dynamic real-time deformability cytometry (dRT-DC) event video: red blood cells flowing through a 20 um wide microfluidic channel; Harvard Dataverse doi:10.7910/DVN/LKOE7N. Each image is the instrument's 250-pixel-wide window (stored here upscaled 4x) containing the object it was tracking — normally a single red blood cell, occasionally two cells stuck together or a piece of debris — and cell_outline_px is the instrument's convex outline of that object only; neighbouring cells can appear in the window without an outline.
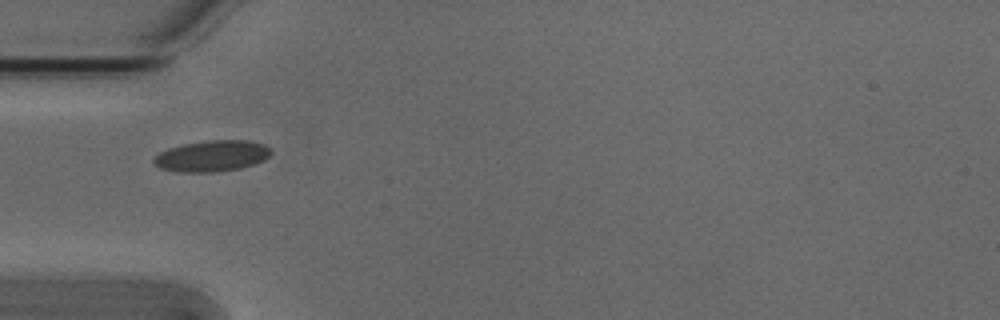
{"species": "Egyptian fruit bat (a non-hibernating species)", "species_latin": "Rousettus aegyptiacus", "temperature_condition": "cold", "stored_images_in_passage": 31, "camera_frame_rate_fps": 3000, "um_per_image_px": 0.085, "animal": {"sex": "male"}, "frame": {"image": 1, "passage_image": 1, "time_ms": 0.0, "image_size_px": [1000, 320], "cell_outline_px": [[272, 152], [264, 160], [240, 168], [216, 172], [176, 172], [160, 168], [152, 160], [160, 152], [168, 148], [184, 144], [208, 140], [252, 140], [264, 144], [272, 148]], "centroid_in_image_um": [18.04, 13.25], "position_along_channel_um": 67.0, "area_um2": 21.33}}
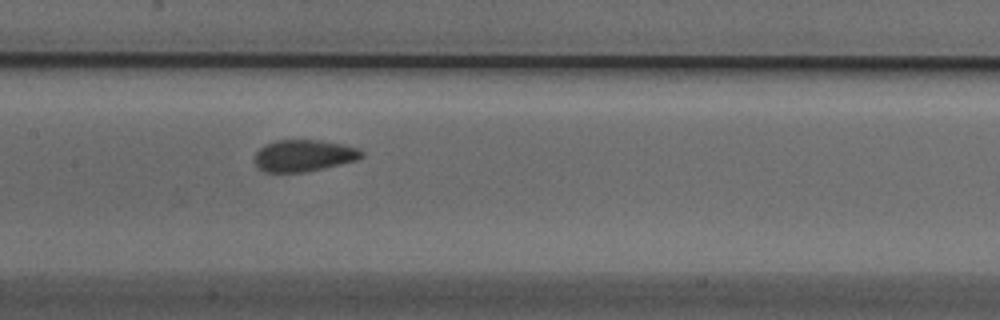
{"frame": {"image": 2, "passage_image": 10, "time_ms": 3.0, "image_size_px": [1000, 320], "cell_outline_px": [[364, 156], [356, 160], [340, 164], [304, 172], [264, 172], [256, 168], [252, 160], [256, 152], [260, 148], [276, 140], [320, 140], [344, 144], [360, 148], [364, 152]], "centroid_in_image_um": [25.8, 13.23], "position_along_channel_um": 181.6, "area_um2": 20.0}}
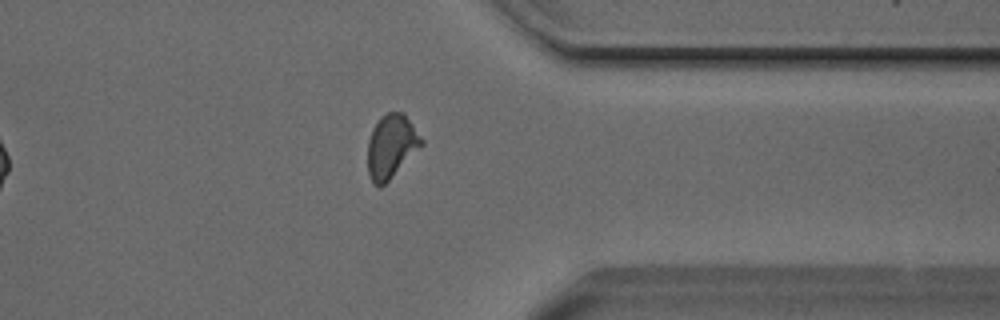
{"frame": {"image": 3, "passage_image": 26, "time_ms": 8.333, "image_size_px": [1000, 320], "cell_outline_px": [[424, 144], [380, 188], [372, 184], [368, 172], [368, 140], [372, 128], [380, 116], [388, 112], [404, 112], [424, 140]], "centroid_in_image_um": [33.25, 12.41], "position_along_channel_um": 378.1, "area_um2": 20.0}, "authors_computed_cell_mechanics": {"area_um2": 19.8254, "velocity_mm_per_s": 3.8211, "shape_relaxation_time_tau1_ms": 6.0057, "shape_relaxation_time_tau2_ms": 1.4592, "deformation_change_tau1": 0.1272, "deformation_change_tau2": 0.0508}}